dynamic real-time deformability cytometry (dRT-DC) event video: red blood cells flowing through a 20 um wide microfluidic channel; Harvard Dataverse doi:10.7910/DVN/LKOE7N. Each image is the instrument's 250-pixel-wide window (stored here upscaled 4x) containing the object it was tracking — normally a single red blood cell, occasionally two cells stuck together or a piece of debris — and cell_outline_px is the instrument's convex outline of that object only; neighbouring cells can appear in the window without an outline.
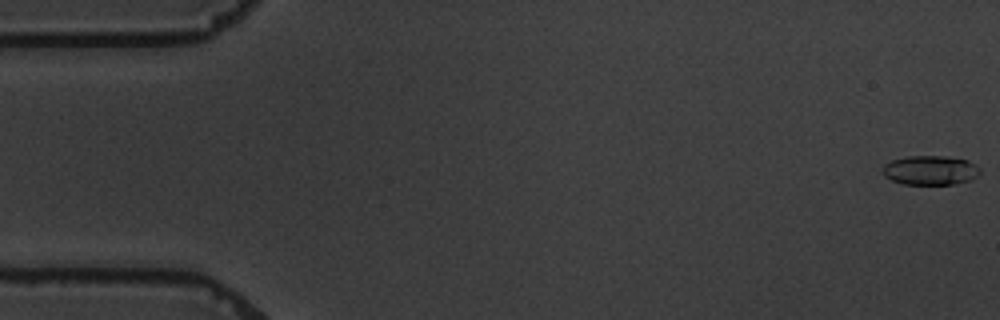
{"species": "common noctule bat (a hibernating species)", "species_latin": "Nyctalus noctula", "temperature_condition": "warm", "stored_images_in_passage": 7, "camera_frame_rate_fps": 3000, "um_per_image_px": 0.085, "animal": {"sex": "male", "body_mass_g": 19.5, "forearm_length_mm": 54.6}, "frame": {"image": 1, "passage_image": 1, "time_ms": 0.0, "image_size_px": [1000, 320], "cell_outline_px": [[980, 172], [972, 180], [952, 184], [904, 184], [892, 180], [884, 176], [880, 168], [884, 164], [892, 160], [908, 156], [944, 156], [968, 160], [980, 168]], "centroid_in_image_um": [79.05, 14.47], "position_along_channel_um": 5.9, "area_um2": 16.7}}
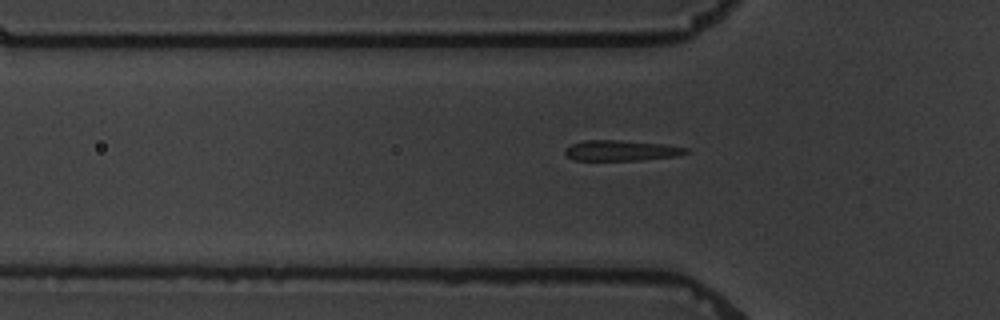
{"frame": {"image": 2, "passage_image": 7, "time_ms": 8.0, "image_size_px": [1000, 320], "cell_outline_px": [[688, 152], [676, 156], [640, 160], [576, 160], [568, 156], [564, 152], [572, 144], [584, 140], [620, 140], [664, 144], [688, 148]], "centroid_in_image_um": [52.82, 12.79], "position_along_channel_um": 73.0, "area_um2": 14.28}}